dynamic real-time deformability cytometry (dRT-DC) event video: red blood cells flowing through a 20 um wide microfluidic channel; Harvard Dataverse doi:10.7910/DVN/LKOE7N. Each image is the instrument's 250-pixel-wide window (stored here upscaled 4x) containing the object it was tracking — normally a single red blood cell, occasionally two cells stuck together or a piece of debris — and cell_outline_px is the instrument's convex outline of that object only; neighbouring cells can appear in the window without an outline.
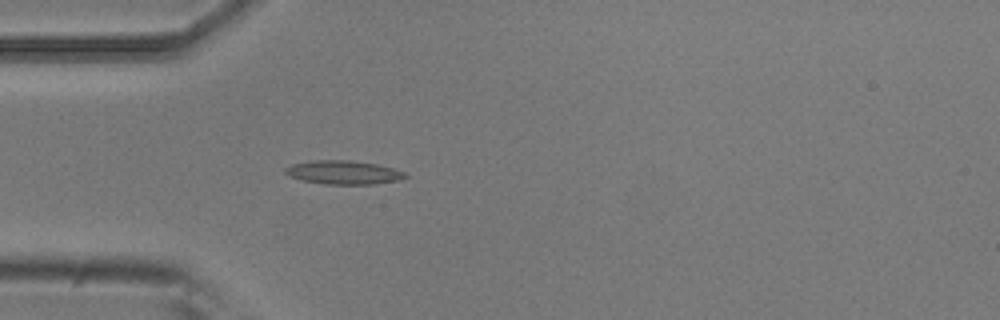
{"species": "common noctule bat (a hibernating species)", "species_latin": "Nyctalus noctula", "temperature_condition": "room temperature", "stored_images_in_passage": 2, "camera_frame_rate_fps": 3000, "um_per_image_px": 0.085, "animal": {"sex": "male", "body_mass_g": 20.5, "forearm_length_mm": 52.5}, "frame": {"image": 1, "passage_image": 2, "time_ms": 0.333, "image_size_px": [1000, 320], "cell_outline_px": [[408, 176], [396, 180], [376, 184], [324, 184], [304, 180], [288, 176], [284, 172], [284, 168], [292, 164], [312, 160], [348, 160], [376, 164], [392, 168], [404, 172]], "centroid_in_image_um": [29.15, 14.65], "position_along_channel_um": 55.9, "area_um2": 16.42}}